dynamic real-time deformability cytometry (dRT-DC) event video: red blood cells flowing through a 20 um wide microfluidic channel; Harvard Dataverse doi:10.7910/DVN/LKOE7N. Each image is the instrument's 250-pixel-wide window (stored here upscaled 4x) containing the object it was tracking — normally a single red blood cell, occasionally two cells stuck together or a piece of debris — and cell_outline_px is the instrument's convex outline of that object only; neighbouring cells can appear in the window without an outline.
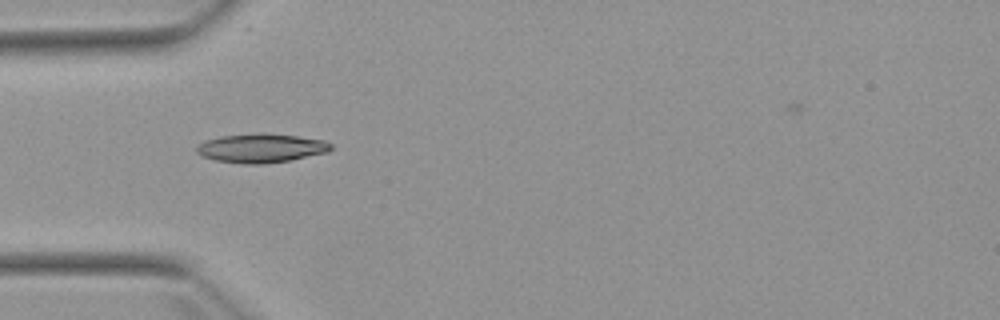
{"species": "Egyptian fruit bat (a non-hibernating species)", "species_latin": "Rousettus aegyptiacus", "temperature_condition": "warm", "stored_images_in_passage": 1, "camera_frame_rate_fps": 3000, "um_per_image_px": 0.085, "animal": {"sex": "female"}, "frame": {"image": 1, "passage_image": 1, "time_ms": 0.0, "image_size_px": [1000, 320], "cell_outline_px": [[332, 148], [328, 152], [292, 160], [264, 164], [244, 164], [216, 160], [204, 156], [196, 152], [196, 148], [204, 140], [220, 136], [296, 136], [324, 140], [332, 144]], "centroid_in_image_um": [22.22, 12.64], "position_along_channel_um": 62.8, "area_um2": 21.68}}